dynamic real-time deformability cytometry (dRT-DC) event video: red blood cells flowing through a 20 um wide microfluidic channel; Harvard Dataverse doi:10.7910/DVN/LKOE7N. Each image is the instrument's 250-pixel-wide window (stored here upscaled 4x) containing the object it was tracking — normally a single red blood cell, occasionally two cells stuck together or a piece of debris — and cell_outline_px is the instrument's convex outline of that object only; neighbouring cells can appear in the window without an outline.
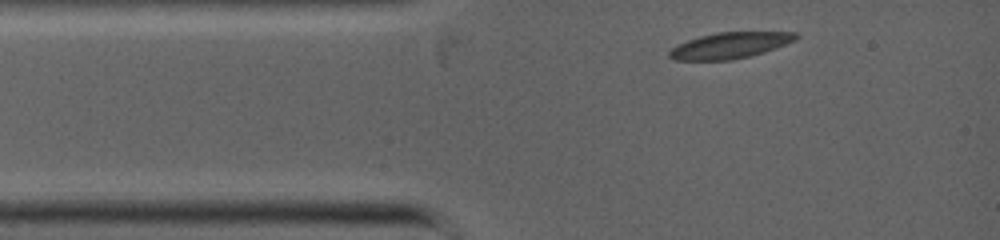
{"species": "common noctule bat (a hibernating species)", "species_latin": "Nyctalus noctula", "temperature_condition": "warm", "stored_images_in_passage": 3, "camera_frame_rate_fps": 5000, "um_per_image_px": 0.085, "animal": {"sex": "female", "body_mass_g": 19.0, "forearm_length_mm": 53.3}, "frame": {"image": 1, "passage_image": 3, "time_ms": 0.4, "image_size_px": [1000, 240], "cell_outline_px": [[800, 36], [796, 40], [764, 52], [732, 60], [672, 60], [668, 56], [668, 52], [676, 44], [700, 36], [716, 32], [796, 32]], "centroid_in_image_um": [62.02, 3.86], "position_along_channel_um": 23.0, "area_um2": 19.25}}